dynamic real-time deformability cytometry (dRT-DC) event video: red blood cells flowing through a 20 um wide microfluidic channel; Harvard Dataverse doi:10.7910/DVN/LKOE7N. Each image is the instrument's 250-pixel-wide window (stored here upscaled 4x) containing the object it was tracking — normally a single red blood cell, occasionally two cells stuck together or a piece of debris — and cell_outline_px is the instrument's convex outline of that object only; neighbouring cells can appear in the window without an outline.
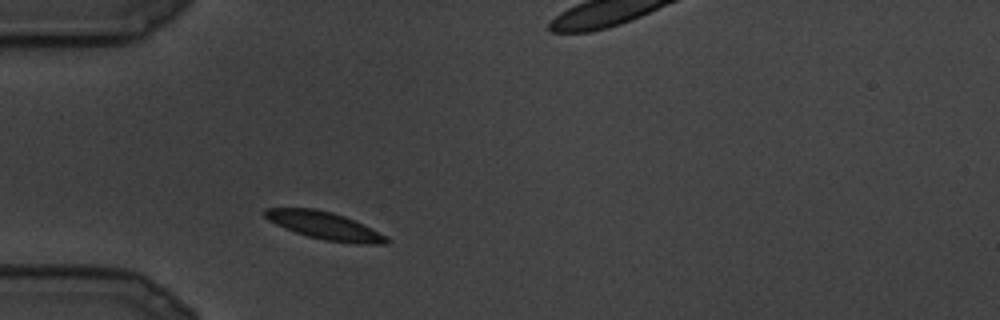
{"species": "common noctule bat (a hibernating species)", "species_latin": "Nyctalus noctula", "temperature_condition": "cold", "stored_images_in_passage": 5, "segment_of_instrument_passage": [1, 2], "camera_frame_rate_fps": 3000, "um_per_image_px": 0.085, "animal": {"sex": "male", "body_mass_g": 19.5, "forearm_length_mm": 54.6}, "frame": {"image": 1, "passage_image": 1, "time_ms": 0.0, "image_size_px": [1000, 320], "cell_outline_px": [[392, 240], [388, 244], [360, 244], [324, 240], [308, 236], [296, 232], [276, 224], [268, 220], [264, 216], [264, 208], [312, 208], [332, 212], [344, 216], [388, 236]], "centroid_in_image_um": [27.62, 19.19], "position_along_channel_um": 57.4, "area_um2": 19.42}}
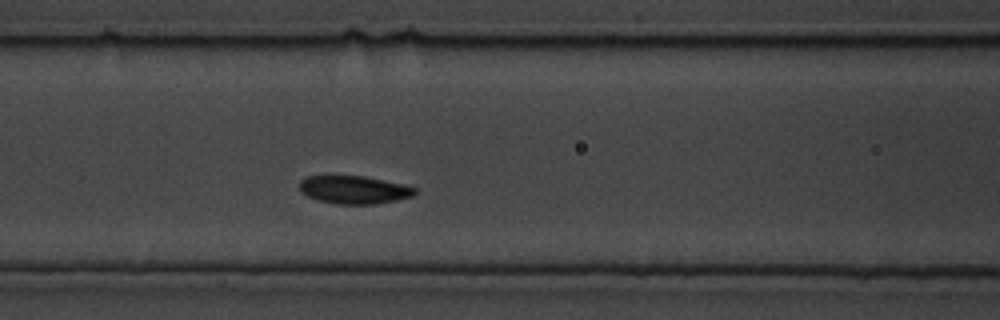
{"frame": {"image": 2, "passage_image": 4, "time_ms": 1.0, "image_size_px": [1000, 320], "cell_outline_px": [[416, 192], [412, 196], [396, 200], [376, 204], [336, 204], [320, 200], [308, 196], [300, 192], [300, 180], [308, 176], [364, 176], [404, 184], [416, 188]], "centroid_in_image_um": [30.1, 16.13], "position_along_channel_um": 136.5, "area_um2": 18.73}}